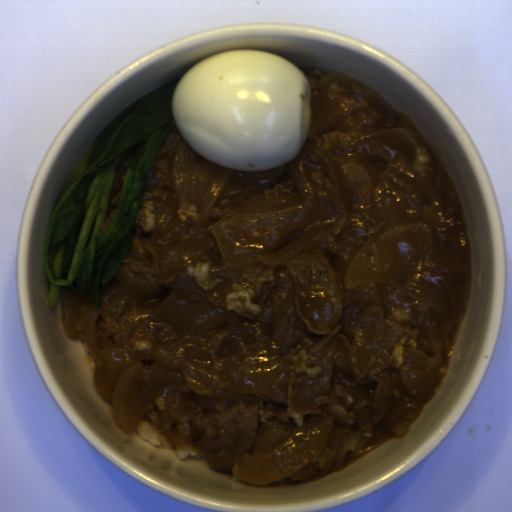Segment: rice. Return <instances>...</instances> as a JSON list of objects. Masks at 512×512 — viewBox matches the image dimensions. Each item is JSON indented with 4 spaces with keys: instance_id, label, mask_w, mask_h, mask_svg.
<instances>
[{
    "instance_id": "rice-1",
    "label": "rice",
    "mask_w": 512,
    "mask_h": 512,
    "mask_svg": "<svg viewBox=\"0 0 512 512\" xmlns=\"http://www.w3.org/2000/svg\"><path fill=\"white\" fill-rule=\"evenodd\" d=\"M137 435L147 442L154 449L164 448L170 450L177 460H201L204 456L201 455L197 446H187L184 450L179 449L163 441L155 431L154 427L148 424L143 419L135 428Z\"/></svg>"
}]
</instances>
